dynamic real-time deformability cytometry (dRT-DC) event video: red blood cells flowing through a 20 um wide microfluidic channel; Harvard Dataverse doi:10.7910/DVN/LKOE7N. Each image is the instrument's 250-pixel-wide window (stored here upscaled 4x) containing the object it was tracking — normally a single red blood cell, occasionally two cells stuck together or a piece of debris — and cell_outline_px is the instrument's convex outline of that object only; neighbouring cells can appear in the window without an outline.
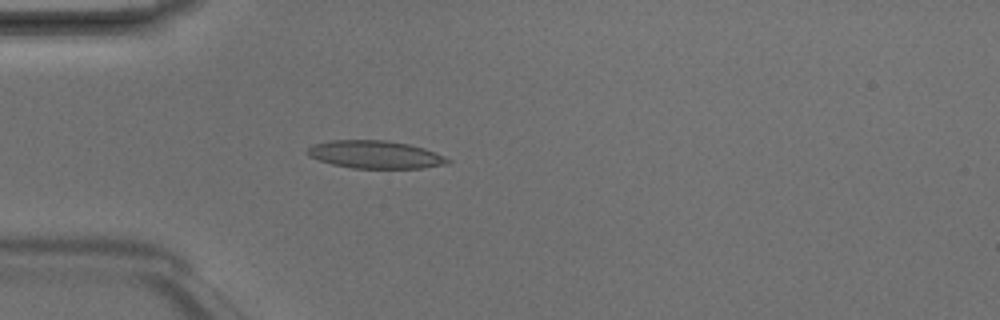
{"species": "Egyptian fruit bat (a non-hibernating species)", "species_latin": "Rousettus aegyptiacus", "temperature_condition": "room temperature", "stored_images_in_passage": 4, "camera_frame_rate_fps": 3000, "um_per_image_px": 0.085, "animal": {"sex": "male"}, "frame": {"image": 1, "passage_image": 4, "time_ms": 1.0, "image_size_px": [1000, 320], "cell_outline_px": [[452, 160], [448, 164], [420, 168], [352, 168], [332, 164], [308, 156], [304, 152], [312, 144], [328, 140], [388, 140], [408, 144], [424, 148], [444, 156]], "centroid_in_image_um": [31.86, 13.13], "position_along_channel_um": 53.1, "area_um2": 22.83}}